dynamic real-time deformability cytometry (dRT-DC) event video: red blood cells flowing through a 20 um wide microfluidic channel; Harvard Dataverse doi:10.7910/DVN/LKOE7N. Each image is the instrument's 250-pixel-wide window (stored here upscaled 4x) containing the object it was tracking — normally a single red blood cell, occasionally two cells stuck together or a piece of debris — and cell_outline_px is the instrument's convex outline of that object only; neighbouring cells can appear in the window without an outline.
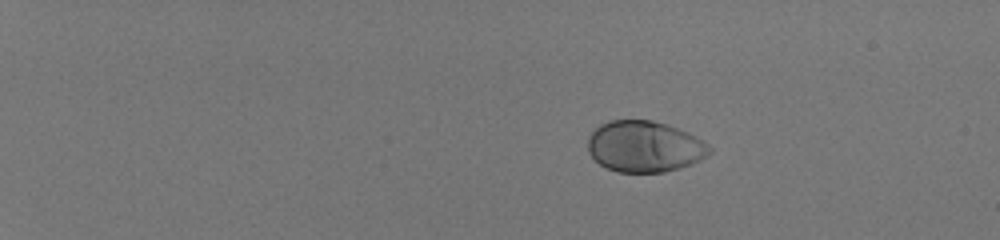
{"species": "human", "species_latin": "Homo sapiens", "temperature_condition": "room temperature", "stored_images_in_passage": 45, "camera_frame_rate_fps": 3000, "um_per_image_px": 0.085, "donor": {"sex": "male"}, "frame": {"image": 1, "passage_image": 1, "time_ms": 0.0, "image_size_px": [1000, 240], "cell_outline_px": [[712, 152], [700, 160], [692, 164], [664, 172], [616, 172], [600, 164], [588, 152], [588, 136], [600, 124], [608, 120], [652, 120], [688, 132], [708, 144], [712, 148]], "centroid_in_image_um": [54.78, 12.45], "position_along_channel_um": 30.2, "area_um2": 36.24}}
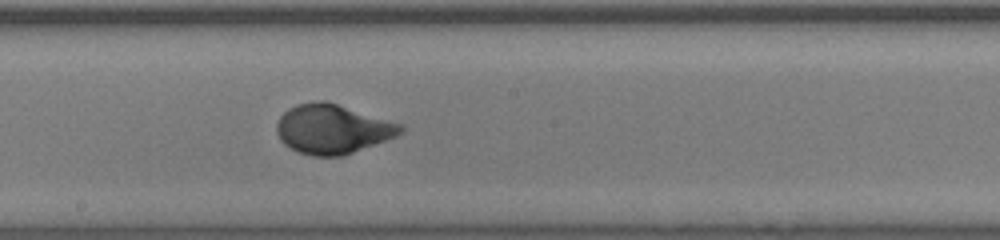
{"frame": {"image": 2, "passage_image": 26, "time_ms": 8.333, "image_size_px": [1000, 240], "cell_outline_px": [[404, 132], [396, 136], [344, 156], [312, 156], [296, 152], [284, 144], [280, 140], [276, 132], [276, 124], [280, 116], [288, 108], [296, 104], [316, 100], [324, 100], [404, 124]], "centroid_in_image_um": [28.25, 10.97], "position_along_channel_um": 219.9, "area_um2": 36.01}}
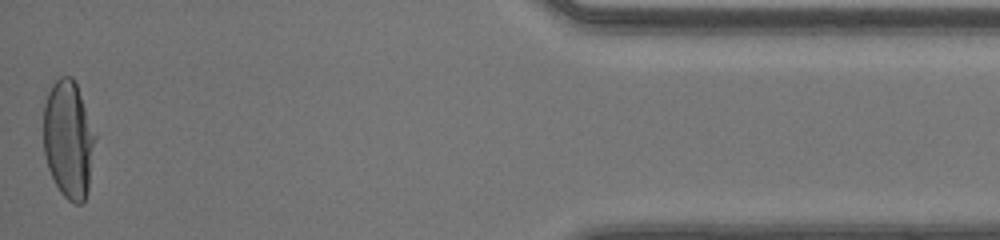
{"frame": {"image": 3, "passage_image": 45, "time_ms": 14.667, "image_size_px": [1000, 240], "cell_outline_px": [[96, 136], [88, 192], [84, 200], [80, 204], [76, 204], [68, 200], [60, 192], [48, 168], [44, 152], [44, 104], [48, 92], [52, 84], [60, 76], [72, 76], [76, 84], [96, 132]], "centroid_in_image_um": [5.83, 11.85], "position_along_channel_um": 429.4, "area_um2": 35.6}, "authors_computed_cell_mechanics": {"area_um2": 35.2002, "velocity_mm_per_s": 4.1239, "shape_relaxation_time_tau1_ms": 3.5079, "shape_relaxation_time_tau2_ms": null, "deformation_change_tau1": 0.2187, "deformation_change_tau2": null}}